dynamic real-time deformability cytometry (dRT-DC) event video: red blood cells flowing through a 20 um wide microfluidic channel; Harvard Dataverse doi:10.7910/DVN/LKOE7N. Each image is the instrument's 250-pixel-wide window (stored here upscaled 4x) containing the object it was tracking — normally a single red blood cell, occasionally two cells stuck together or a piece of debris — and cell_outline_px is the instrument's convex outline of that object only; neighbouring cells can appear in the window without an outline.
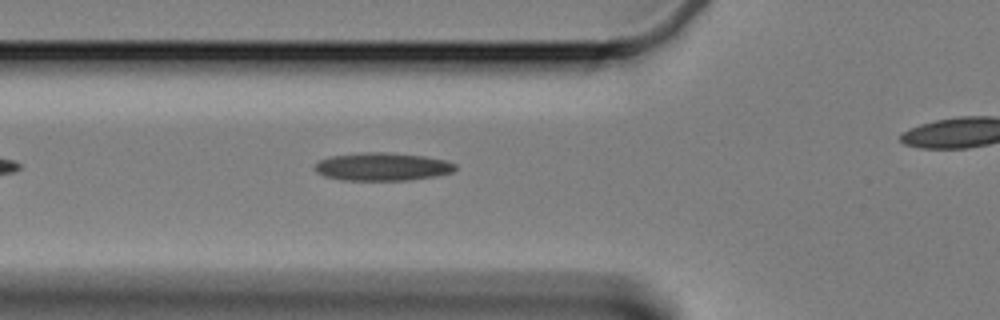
{"species": "Egyptian fruit bat (a non-hibernating species)", "species_latin": "Rousettus aegyptiacus", "temperature_condition": "cold", "stored_images_in_passage": 36, "camera_frame_rate_fps": 3000, "um_per_image_px": 0.085, "animal": {"sex": "female"}, "frame": {"image": 1, "passage_image": 8, "time_ms": 2.333, "image_size_px": [1000, 320], "cell_outline_px": [[456, 168], [452, 172], [436, 176], [408, 180], [340, 180], [324, 176], [316, 172], [316, 164], [320, 160], [332, 156], [364, 152], [388, 152], [424, 156], [444, 160], [456, 164]], "centroid_in_image_um": [32.51, 14.17], "position_along_channel_um": 93.3, "area_um2": 22.83}}
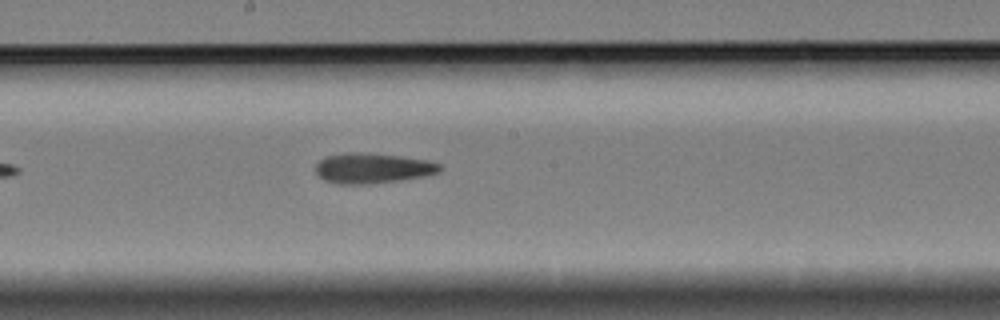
{"frame": {"image": 2, "passage_image": 19, "time_ms": 6.0, "image_size_px": [1000, 320], "cell_outline_px": [[440, 172], [424, 176], [400, 180], [372, 184], [340, 184], [324, 180], [316, 172], [316, 164], [320, 160], [328, 156], [348, 152], [356, 152], [396, 156], [428, 160], [440, 164]], "centroid_in_image_um": [31.66, 14.31], "position_along_channel_um": 216.5, "area_um2": 21.62}}
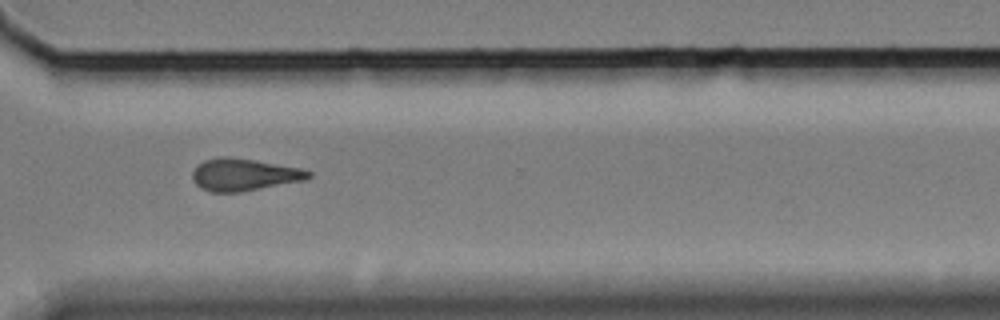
{"frame": {"image": 3, "passage_image": 31, "time_ms": 10.0, "image_size_px": [1000, 320], "cell_outline_px": [[312, 176], [308, 180], [240, 192], [208, 192], [200, 188], [196, 184], [192, 176], [192, 172], [204, 160], [220, 156], [228, 156], [256, 160], [304, 168], [312, 172]], "centroid_in_image_um": [20.8, 14.84], "position_along_channel_um": 349.8, "area_um2": 22.14}}